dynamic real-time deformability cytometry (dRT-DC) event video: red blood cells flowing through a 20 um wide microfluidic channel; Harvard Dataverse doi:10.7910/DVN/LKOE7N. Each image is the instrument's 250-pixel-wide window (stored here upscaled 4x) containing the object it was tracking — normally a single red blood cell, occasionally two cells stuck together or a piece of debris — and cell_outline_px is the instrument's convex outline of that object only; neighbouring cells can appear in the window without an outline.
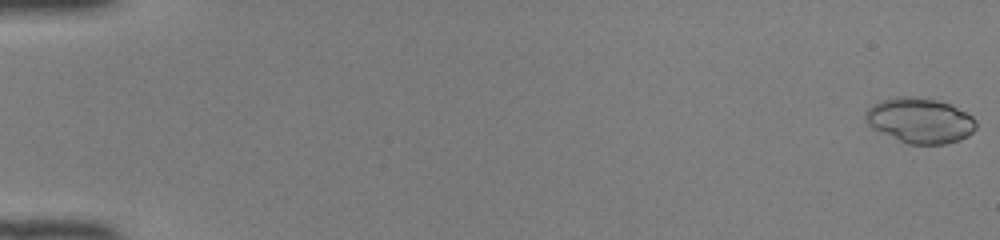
{"species": "common noctule bat (a hibernating species)", "species_latin": "Nyctalus noctula", "temperature_condition": "room temperature", "stored_images_in_passage": 50, "camera_frame_rate_fps": 3000, "um_per_image_px": 0.085, "animal": {"sex": "female", "body_mass_g": 22.0, "forearm_length_mm": 56.7}, "frame": {"image": 1, "passage_image": 1, "time_ms": 0.0, "image_size_px": [1000, 240], "cell_outline_px": [[976, 128], [968, 136], [960, 140], [944, 144], [908, 144], [872, 128], [864, 120], [864, 112], [868, 108], [880, 100], [900, 96], [912, 96], [936, 100], [948, 104], [972, 116], [976, 120]], "centroid_in_image_um": [78.17, 10.24], "position_along_channel_um": 6.8, "area_um2": 29.02}}
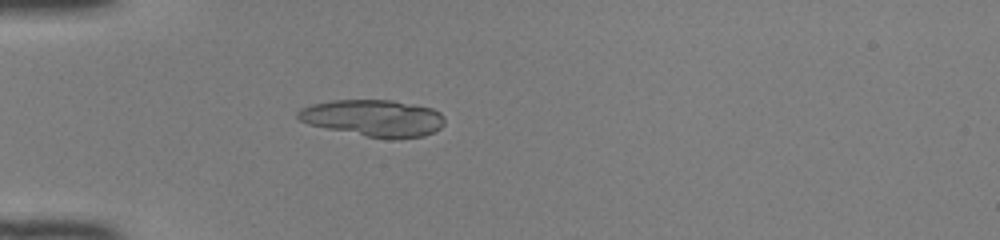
{"frame": {"image": 2, "passage_image": 16, "time_ms": 5.0, "image_size_px": [1000, 240], "cell_outline_px": [[444, 124], [440, 128], [424, 136], [396, 140], [392, 140], [368, 136], [308, 124], [300, 120], [296, 116], [296, 112], [300, 108], [312, 104], [332, 100], [392, 100], [432, 108], [440, 112], [444, 116]], "centroid_in_image_um": [31.77, 10.04], "position_along_channel_um": 53.2, "area_um2": 31.44}}